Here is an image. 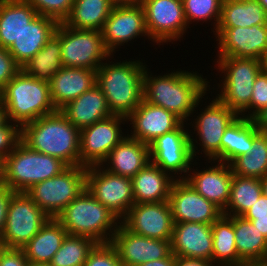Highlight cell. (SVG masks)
I'll return each mask as SVG.
<instances>
[{"instance_id":"6da1fadb","label":"cell","mask_w":267,"mask_h":266,"mask_svg":"<svg viewBox=\"0 0 267 266\" xmlns=\"http://www.w3.org/2000/svg\"><path fill=\"white\" fill-rule=\"evenodd\" d=\"M148 71L146 66L143 75V99L170 111L183 123L189 120L191 114L193 116L203 96L207 95L206 91L210 90V82L197 71L177 69L176 72L171 71L163 76H154Z\"/></svg>"},{"instance_id":"7a4b0ae2","label":"cell","mask_w":267,"mask_h":266,"mask_svg":"<svg viewBox=\"0 0 267 266\" xmlns=\"http://www.w3.org/2000/svg\"><path fill=\"white\" fill-rule=\"evenodd\" d=\"M80 131L56 110L23 125L20 141L31 150L60 159L67 166H79Z\"/></svg>"},{"instance_id":"3957f363","label":"cell","mask_w":267,"mask_h":266,"mask_svg":"<svg viewBox=\"0 0 267 266\" xmlns=\"http://www.w3.org/2000/svg\"><path fill=\"white\" fill-rule=\"evenodd\" d=\"M132 60L109 63L106 59L97 69L96 84L105 95L112 115L127 118L143 100V75L147 65L141 60Z\"/></svg>"},{"instance_id":"277c9868","label":"cell","mask_w":267,"mask_h":266,"mask_svg":"<svg viewBox=\"0 0 267 266\" xmlns=\"http://www.w3.org/2000/svg\"><path fill=\"white\" fill-rule=\"evenodd\" d=\"M0 101L8 119L20 128L56 111L49 83L26 75L20 70L0 91Z\"/></svg>"},{"instance_id":"5b68a950","label":"cell","mask_w":267,"mask_h":266,"mask_svg":"<svg viewBox=\"0 0 267 266\" xmlns=\"http://www.w3.org/2000/svg\"><path fill=\"white\" fill-rule=\"evenodd\" d=\"M69 235L85 236L96 243H110L121 221L87 190L56 217Z\"/></svg>"},{"instance_id":"8992f818","label":"cell","mask_w":267,"mask_h":266,"mask_svg":"<svg viewBox=\"0 0 267 266\" xmlns=\"http://www.w3.org/2000/svg\"><path fill=\"white\" fill-rule=\"evenodd\" d=\"M67 167L60 159L31 150L20 141L1 161L0 183L14 192H26Z\"/></svg>"},{"instance_id":"52a82bcc","label":"cell","mask_w":267,"mask_h":266,"mask_svg":"<svg viewBox=\"0 0 267 266\" xmlns=\"http://www.w3.org/2000/svg\"><path fill=\"white\" fill-rule=\"evenodd\" d=\"M215 61L223 75L216 97L238 116L245 117L256 77L262 71L261 60L253 58L219 57ZM221 86V87H220Z\"/></svg>"},{"instance_id":"ba28073f","label":"cell","mask_w":267,"mask_h":266,"mask_svg":"<svg viewBox=\"0 0 267 266\" xmlns=\"http://www.w3.org/2000/svg\"><path fill=\"white\" fill-rule=\"evenodd\" d=\"M55 34L61 39L63 66L97 70L104 60L114 56L106 49L99 30L74 29L62 22Z\"/></svg>"},{"instance_id":"9c48e42d","label":"cell","mask_w":267,"mask_h":266,"mask_svg":"<svg viewBox=\"0 0 267 266\" xmlns=\"http://www.w3.org/2000/svg\"><path fill=\"white\" fill-rule=\"evenodd\" d=\"M86 189V167L68 166L60 174L33 185L26 194L50 218H56L65 207Z\"/></svg>"},{"instance_id":"30bf717a","label":"cell","mask_w":267,"mask_h":266,"mask_svg":"<svg viewBox=\"0 0 267 266\" xmlns=\"http://www.w3.org/2000/svg\"><path fill=\"white\" fill-rule=\"evenodd\" d=\"M49 219L26 192H15L8 205L1 247L23 248Z\"/></svg>"},{"instance_id":"8fae6325","label":"cell","mask_w":267,"mask_h":266,"mask_svg":"<svg viewBox=\"0 0 267 266\" xmlns=\"http://www.w3.org/2000/svg\"><path fill=\"white\" fill-rule=\"evenodd\" d=\"M200 112L197 118H194L195 120L192 121L195 125L193 123L191 124L194 130L193 134H191V130L189 132L193 158L195 159V157H198L196 154H199V151L202 150L205 154V158L207 157L209 160L208 163L211 161L213 163H216V161L220 162L221 138L226 128L238 115L217 97ZM194 134L198 136L196 139L192 136ZM197 138H199V140H197ZM196 140L201 142L198 143ZM198 145H200L202 149L200 148V150H198Z\"/></svg>"},{"instance_id":"7c38bea8","label":"cell","mask_w":267,"mask_h":266,"mask_svg":"<svg viewBox=\"0 0 267 266\" xmlns=\"http://www.w3.org/2000/svg\"><path fill=\"white\" fill-rule=\"evenodd\" d=\"M86 189L120 221L135 204L131 178L111 173L102 165L86 167Z\"/></svg>"},{"instance_id":"4fadbf2b","label":"cell","mask_w":267,"mask_h":266,"mask_svg":"<svg viewBox=\"0 0 267 266\" xmlns=\"http://www.w3.org/2000/svg\"><path fill=\"white\" fill-rule=\"evenodd\" d=\"M184 125L182 122L175 130L159 136L149 145L151 162L176 179H185L194 165L190 134Z\"/></svg>"},{"instance_id":"5bb4252c","label":"cell","mask_w":267,"mask_h":266,"mask_svg":"<svg viewBox=\"0 0 267 266\" xmlns=\"http://www.w3.org/2000/svg\"><path fill=\"white\" fill-rule=\"evenodd\" d=\"M146 28L157 45L183 38L187 28L182 0H141Z\"/></svg>"},{"instance_id":"9a60e30c","label":"cell","mask_w":267,"mask_h":266,"mask_svg":"<svg viewBox=\"0 0 267 266\" xmlns=\"http://www.w3.org/2000/svg\"><path fill=\"white\" fill-rule=\"evenodd\" d=\"M126 121V117L112 115L82 128L80 131V166L101 165L111 150L126 137L120 126Z\"/></svg>"},{"instance_id":"2e32d148","label":"cell","mask_w":267,"mask_h":266,"mask_svg":"<svg viewBox=\"0 0 267 266\" xmlns=\"http://www.w3.org/2000/svg\"><path fill=\"white\" fill-rule=\"evenodd\" d=\"M168 202L174 223L212 225L223 214L219 207L200 195L185 179H176L173 182Z\"/></svg>"},{"instance_id":"e0dca14e","label":"cell","mask_w":267,"mask_h":266,"mask_svg":"<svg viewBox=\"0 0 267 266\" xmlns=\"http://www.w3.org/2000/svg\"><path fill=\"white\" fill-rule=\"evenodd\" d=\"M219 57L261 60L267 50V24L251 27H217Z\"/></svg>"},{"instance_id":"ac0fdd59","label":"cell","mask_w":267,"mask_h":266,"mask_svg":"<svg viewBox=\"0 0 267 266\" xmlns=\"http://www.w3.org/2000/svg\"><path fill=\"white\" fill-rule=\"evenodd\" d=\"M106 49L113 52L132 39L144 36L151 40L146 28L145 14L141 4L115 6L101 30ZM119 46V47H118Z\"/></svg>"},{"instance_id":"d6986e66","label":"cell","mask_w":267,"mask_h":266,"mask_svg":"<svg viewBox=\"0 0 267 266\" xmlns=\"http://www.w3.org/2000/svg\"><path fill=\"white\" fill-rule=\"evenodd\" d=\"M121 223L134 234L159 240H171L174 228L168 201L135 203Z\"/></svg>"},{"instance_id":"ffe728a7","label":"cell","mask_w":267,"mask_h":266,"mask_svg":"<svg viewBox=\"0 0 267 266\" xmlns=\"http://www.w3.org/2000/svg\"><path fill=\"white\" fill-rule=\"evenodd\" d=\"M110 243L117 250L123 266H137L148 261L160 260L172 253L171 240L152 239L134 234L122 223L118 225Z\"/></svg>"},{"instance_id":"44dd1931","label":"cell","mask_w":267,"mask_h":266,"mask_svg":"<svg viewBox=\"0 0 267 266\" xmlns=\"http://www.w3.org/2000/svg\"><path fill=\"white\" fill-rule=\"evenodd\" d=\"M132 133L130 138L150 145L159 136L175 130L182 121L170 111L152 105L144 99L140 105L127 117ZM133 130V131H132Z\"/></svg>"},{"instance_id":"7402d4cb","label":"cell","mask_w":267,"mask_h":266,"mask_svg":"<svg viewBox=\"0 0 267 266\" xmlns=\"http://www.w3.org/2000/svg\"><path fill=\"white\" fill-rule=\"evenodd\" d=\"M171 251L175 256L212 262L213 234L211 224L174 223Z\"/></svg>"},{"instance_id":"603a6c76","label":"cell","mask_w":267,"mask_h":266,"mask_svg":"<svg viewBox=\"0 0 267 266\" xmlns=\"http://www.w3.org/2000/svg\"><path fill=\"white\" fill-rule=\"evenodd\" d=\"M217 165L201 169L190 168L185 180L204 198L213 202L222 211L226 208L233 178L232 169L225 162L216 161ZM196 170V171H195Z\"/></svg>"},{"instance_id":"cb8c5ba5","label":"cell","mask_w":267,"mask_h":266,"mask_svg":"<svg viewBox=\"0 0 267 266\" xmlns=\"http://www.w3.org/2000/svg\"><path fill=\"white\" fill-rule=\"evenodd\" d=\"M97 70L63 66L50 80L52 103L60 110L96 85Z\"/></svg>"},{"instance_id":"d4e9b609","label":"cell","mask_w":267,"mask_h":266,"mask_svg":"<svg viewBox=\"0 0 267 266\" xmlns=\"http://www.w3.org/2000/svg\"><path fill=\"white\" fill-rule=\"evenodd\" d=\"M149 162V145L127 135L111 150L101 165L111 173L132 178Z\"/></svg>"},{"instance_id":"484cf974","label":"cell","mask_w":267,"mask_h":266,"mask_svg":"<svg viewBox=\"0 0 267 266\" xmlns=\"http://www.w3.org/2000/svg\"><path fill=\"white\" fill-rule=\"evenodd\" d=\"M58 24L56 20L40 14L32 19L8 48L15 62L22 67L29 61L53 36Z\"/></svg>"},{"instance_id":"4316f807","label":"cell","mask_w":267,"mask_h":266,"mask_svg":"<svg viewBox=\"0 0 267 266\" xmlns=\"http://www.w3.org/2000/svg\"><path fill=\"white\" fill-rule=\"evenodd\" d=\"M60 111L80 130L112 116L106 97L97 84L67 103Z\"/></svg>"},{"instance_id":"83f0119b","label":"cell","mask_w":267,"mask_h":266,"mask_svg":"<svg viewBox=\"0 0 267 266\" xmlns=\"http://www.w3.org/2000/svg\"><path fill=\"white\" fill-rule=\"evenodd\" d=\"M176 178L149 162L131 178L135 203H158L168 201Z\"/></svg>"},{"instance_id":"f1b7e54d","label":"cell","mask_w":267,"mask_h":266,"mask_svg":"<svg viewBox=\"0 0 267 266\" xmlns=\"http://www.w3.org/2000/svg\"><path fill=\"white\" fill-rule=\"evenodd\" d=\"M67 234L56 218H50L21 249L29 263H50Z\"/></svg>"},{"instance_id":"f546056e","label":"cell","mask_w":267,"mask_h":266,"mask_svg":"<svg viewBox=\"0 0 267 266\" xmlns=\"http://www.w3.org/2000/svg\"><path fill=\"white\" fill-rule=\"evenodd\" d=\"M37 15L24 0H0V47L8 49Z\"/></svg>"},{"instance_id":"4dcf8cb0","label":"cell","mask_w":267,"mask_h":266,"mask_svg":"<svg viewBox=\"0 0 267 266\" xmlns=\"http://www.w3.org/2000/svg\"><path fill=\"white\" fill-rule=\"evenodd\" d=\"M233 175L261 179L267 175V132L260 131L252 119V148L230 164Z\"/></svg>"},{"instance_id":"1f68e13d","label":"cell","mask_w":267,"mask_h":266,"mask_svg":"<svg viewBox=\"0 0 267 266\" xmlns=\"http://www.w3.org/2000/svg\"><path fill=\"white\" fill-rule=\"evenodd\" d=\"M235 245L239 258L243 261L267 259V238L243 216H233Z\"/></svg>"},{"instance_id":"d6a6232c","label":"cell","mask_w":267,"mask_h":266,"mask_svg":"<svg viewBox=\"0 0 267 266\" xmlns=\"http://www.w3.org/2000/svg\"><path fill=\"white\" fill-rule=\"evenodd\" d=\"M267 24V14L257 0H223L218 27Z\"/></svg>"},{"instance_id":"836d02e7","label":"cell","mask_w":267,"mask_h":266,"mask_svg":"<svg viewBox=\"0 0 267 266\" xmlns=\"http://www.w3.org/2000/svg\"><path fill=\"white\" fill-rule=\"evenodd\" d=\"M213 253L212 262L216 266H238L243 261L239 258L233 225V216L222 214L212 223Z\"/></svg>"},{"instance_id":"e575fe53","label":"cell","mask_w":267,"mask_h":266,"mask_svg":"<svg viewBox=\"0 0 267 266\" xmlns=\"http://www.w3.org/2000/svg\"><path fill=\"white\" fill-rule=\"evenodd\" d=\"M61 59V39L54 33L44 47L21 67V70L26 75L49 83L63 68Z\"/></svg>"},{"instance_id":"d590c367","label":"cell","mask_w":267,"mask_h":266,"mask_svg":"<svg viewBox=\"0 0 267 266\" xmlns=\"http://www.w3.org/2000/svg\"><path fill=\"white\" fill-rule=\"evenodd\" d=\"M113 7L109 0H74L64 23L74 29L101 31Z\"/></svg>"},{"instance_id":"8d00e7d4","label":"cell","mask_w":267,"mask_h":266,"mask_svg":"<svg viewBox=\"0 0 267 266\" xmlns=\"http://www.w3.org/2000/svg\"><path fill=\"white\" fill-rule=\"evenodd\" d=\"M252 148V119L238 116L226 128L220 142V162L230 164Z\"/></svg>"},{"instance_id":"74e56055","label":"cell","mask_w":267,"mask_h":266,"mask_svg":"<svg viewBox=\"0 0 267 266\" xmlns=\"http://www.w3.org/2000/svg\"><path fill=\"white\" fill-rule=\"evenodd\" d=\"M261 194V179L233 175L229 202L222 213L226 216H243Z\"/></svg>"},{"instance_id":"f35d334b","label":"cell","mask_w":267,"mask_h":266,"mask_svg":"<svg viewBox=\"0 0 267 266\" xmlns=\"http://www.w3.org/2000/svg\"><path fill=\"white\" fill-rule=\"evenodd\" d=\"M96 244L91 238L67 234L50 264L52 266H84L89 252Z\"/></svg>"},{"instance_id":"ab89813d","label":"cell","mask_w":267,"mask_h":266,"mask_svg":"<svg viewBox=\"0 0 267 266\" xmlns=\"http://www.w3.org/2000/svg\"><path fill=\"white\" fill-rule=\"evenodd\" d=\"M182 2L188 26L192 21H197V23L203 21L204 23L211 19V21H215L212 23L214 25L213 32L216 31L221 17L223 0H182Z\"/></svg>"},{"instance_id":"60d3db41","label":"cell","mask_w":267,"mask_h":266,"mask_svg":"<svg viewBox=\"0 0 267 266\" xmlns=\"http://www.w3.org/2000/svg\"><path fill=\"white\" fill-rule=\"evenodd\" d=\"M31 4L37 14L64 22L71 13L74 0H24Z\"/></svg>"},{"instance_id":"b9f144b4","label":"cell","mask_w":267,"mask_h":266,"mask_svg":"<svg viewBox=\"0 0 267 266\" xmlns=\"http://www.w3.org/2000/svg\"><path fill=\"white\" fill-rule=\"evenodd\" d=\"M84 266H123L111 243H97L89 252Z\"/></svg>"},{"instance_id":"7bdbcfd3","label":"cell","mask_w":267,"mask_h":266,"mask_svg":"<svg viewBox=\"0 0 267 266\" xmlns=\"http://www.w3.org/2000/svg\"><path fill=\"white\" fill-rule=\"evenodd\" d=\"M250 99L249 111L245 118L253 119L267 107V73L261 71L255 79Z\"/></svg>"},{"instance_id":"ee69618b","label":"cell","mask_w":267,"mask_h":266,"mask_svg":"<svg viewBox=\"0 0 267 266\" xmlns=\"http://www.w3.org/2000/svg\"><path fill=\"white\" fill-rule=\"evenodd\" d=\"M21 128L10 120L0 127V162L13 151L20 142Z\"/></svg>"},{"instance_id":"f6af8a7d","label":"cell","mask_w":267,"mask_h":266,"mask_svg":"<svg viewBox=\"0 0 267 266\" xmlns=\"http://www.w3.org/2000/svg\"><path fill=\"white\" fill-rule=\"evenodd\" d=\"M20 70L9 50L0 47V91Z\"/></svg>"},{"instance_id":"bcb514c9","label":"cell","mask_w":267,"mask_h":266,"mask_svg":"<svg viewBox=\"0 0 267 266\" xmlns=\"http://www.w3.org/2000/svg\"><path fill=\"white\" fill-rule=\"evenodd\" d=\"M22 249L0 248V266H28Z\"/></svg>"},{"instance_id":"7dc6e473","label":"cell","mask_w":267,"mask_h":266,"mask_svg":"<svg viewBox=\"0 0 267 266\" xmlns=\"http://www.w3.org/2000/svg\"><path fill=\"white\" fill-rule=\"evenodd\" d=\"M14 193L9 187L0 183V238L6 224L8 205Z\"/></svg>"},{"instance_id":"c3c4849f","label":"cell","mask_w":267,"mask_h":266,"mask_svg":"<svg viewBox=\"0 0 267 266\" xmlns=\"http://www.w3.org/2000/svg\"><path fill=\"white\" fill-rule=\"evenodd\" d=\"M267 216V197L260 195L257 202L252 204L250 209L243 215V217H263Z\"/></svg>"},{"instance_id":"681fc988","label":"cell","mask_w":267,"mask_h":266,"mask_svg":"<svg viewBox=\"0 0 267 266\" xmlns=\"http://www.w3.org/2000/svg\"><path fill=\"white\" fill-rule=\"evenodd\" d=\"M175 266H215L211 261L175 256Z\"/></svg>"},{"instance_id":"f907efd6","label":"cell","mask_w":267,"mask_h":266,"mask_svg":"<svg viewBox=\"0 0 267 266\" xmlns=\"http://www.w3.org/2000/svg\"><path fill=\"white\" fill-rule=\"evenodd\" d=\"M137 266H175V255L171 253L168 257L141 263Z\"/></svg>"},{"instance_id":"816d5d0a","label":"cell","mask_w":267,"mask_h":266,"mask_svg":"<svg viewBox=\"0 0 267 266\" xmlns=\"http://www.w3.org/2000/svg\"><path fill=\"white\" fill-rule=\"evenodd\" d=\"M244 218L251 221L255 228H257L267 238V216Z\"/></svg>"},{"instance_id":"f5cc1de1","label":"cell","mask_w":267,"mask_h":266,"mask_svg":"<svg viewBox=\"0 0 267 266\" xmlns=\"http://www.w3.org/2000/svg\"><path fill=\"white\" fill-rule=\"evenodd\" d=\"M253 121L256 127L262 131L267 132V107L261 110L254 118Z\"/></svg>"},{"instance_id":"db71d44e","label":"cell","mask_w":267,"mask_h":266,"mask_svg":"<svg viewBox=\"0 0 267 266\" xmlns=\"http://www.w3.org/2000/svg\"><path fill=\"white\" fill-rule=\"evenodd\" d=\"M115 6H133L141 3V0H109Z\"/></svg>"},{"instance_id":"11a10c76","label":"cell","mask_w":267,"mask_h":266,"mask_svg":"<svg viewBox=\"0 0 267 266\" xmlns=\"http://www.w3.org/2000/svg\"><path fill=\"white\" fill-rule=\"evenodd\" d=\"M9 121L7 112L2 102L0 101V127L4 126Z\"/></svg>"},{"instance_id":"9f6ffc18","label":"cell","mask_w":267,"mask_h":266,"mask_svg":"<svg viewBox=\"0 0 267 266\" xmlns=\"http://www.w3.org/2000/svg\"><path fill=\"white\" fill-rule=\"evenodd\" d=\"M238 266H267V260H262V261H246V262H242Z\"/></svg>"},{"instance_id":"6f0895ef","label":"cell","mask_w":267,"mask_h":266,"mask_svg":"<svg viewBox=\"0 0 267 266\" xmlns=\"http://www.w3.org/2000/svg\"><path fill=\"white\" fill-rule=\"evenodd\" d=\"M262 194L267 197V175L261 178Z\"/></svg>"},{"instance_id":"680465c9","label":"cell","mask_w":267,"mask_h":266,"mask_svg":"<svg viewBox=\"0 0 267 266\" xmlns=\"http://www.w3.org/2000/svg\"><path fill=\"white\" fill-rule=\"evenodd\" d=\"M262 71L267 73V50L261 59Z\"/></svg>"},{"instance_id":"91938a15","label":"cell","mask_w":267,"mask_h":266,"mask_svg":"<svg viewBox=\"0 0 267 266\" xmlns=\"http://www.w3.org/2000/svg\"><path fill=\"white\" fill-rule=\"evenodd\" d=\"M257 2L264 8L267 14V0H257Z\"/></svg>"},{"instance_id":"94428289","label":"cell","mask_w":267,"mask_h":266,"mask_svg":"<svg viewBox=\"0 0 267 266\" xmlns=\"http://www.w3.org/2000/svg\"><path fill=\"white\" fill-rule=\"evenodd\" d=\"M28 266H52L50 263H28Z\"/></svg>"}]
</instances>
